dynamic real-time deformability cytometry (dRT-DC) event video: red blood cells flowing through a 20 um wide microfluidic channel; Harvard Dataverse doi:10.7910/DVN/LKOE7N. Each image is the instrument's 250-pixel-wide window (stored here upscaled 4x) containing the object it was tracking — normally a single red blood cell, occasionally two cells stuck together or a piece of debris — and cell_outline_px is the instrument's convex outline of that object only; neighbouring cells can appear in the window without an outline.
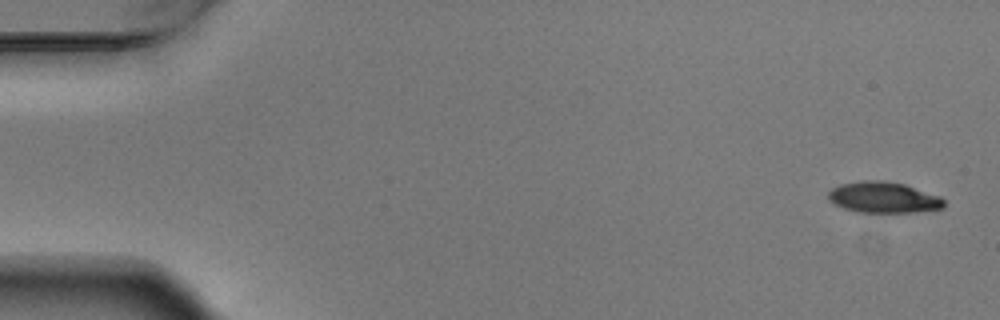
{"species": "Egyptian fruit bat (a non-hibernating species)", "species_latin": "Rousettus aegyptiacus", "temperature_condition": "warm", "stored_images_in_passage": 5, "camera_frame_rate_fps": 3000, "um_per_image_px": 0.085, "animal": {"sex": "male"}, "frame": {"image": 1, "passage_image": 1, "time_ms": 0.0, "image_size_px": [1000, 320], "cell_outline_px": [[944, 208], [916, 212], [856, 212], [832, 204], [828, 200], [828, 192], [832, 188], [840, 184], [860, 180], [884, 180], [904, 184], [940, 196], [944, 200]], "centroid_in_image_um": [75.06, 16.77], "position_along_channel_um": 9.9, "area_um2": 21.1}}